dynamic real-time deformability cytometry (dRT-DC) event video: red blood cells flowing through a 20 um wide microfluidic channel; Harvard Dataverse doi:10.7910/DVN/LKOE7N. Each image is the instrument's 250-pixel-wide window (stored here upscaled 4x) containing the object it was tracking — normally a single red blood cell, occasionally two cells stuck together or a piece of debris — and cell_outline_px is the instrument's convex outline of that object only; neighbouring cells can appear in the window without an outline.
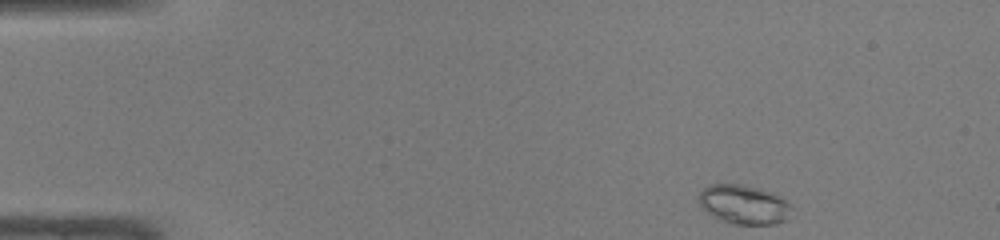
{"species": "common noctule bat (a hibernating species)", "species_latin": "Nyctalus noctula", "temperature_condition": "warm", "stored_images_in_passage": 43, "camera_frame_rate_fps": 3000, "um_per_image_px": 0.085, "animal": {"sex": "male", "body_mass_g": 19.0, "forearm_length_mm": 50.8}, "frame": {"image": 1, "passage_image": 1, "time_ms": 0.0, "image_size_px": [1000, 240], "cell_outline_px": [[792, 208], [788, 220], [776, 224], [732, 224], [720, 220], [712, 216], [700, 204], [700, 192], [704, 188], [712, 184], [740, 184], [760, 188], [792, 204]], "centroid_in_image_um": [63.25, 17.4], "position_along_channel_um": 21.7, "area_um2": 21.04}}
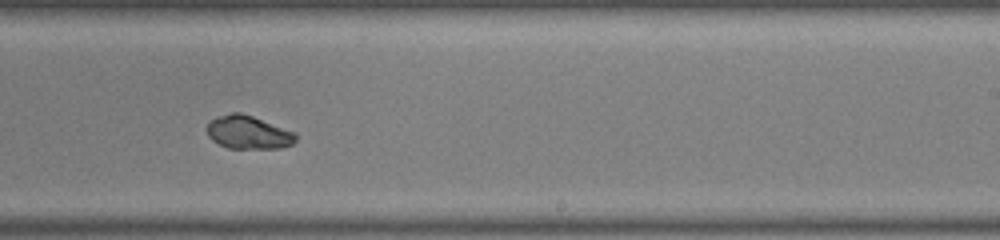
{"frame": {"image": 2, "passage_image": 25, "time_ms": 8.0, "image_size_px": [1000, 240], "cell_outline_px": [[296, 140], [292, 144], [280, 148], [228, 148], [212, 140], [208, 136], [204, 128], [208, 120], [216, 116], [232, 112], [240, 112], [252, 116], [296, 132]], "centroid_in_image_um": [21.05, 11.23], "position_along_channel_um": 268.0, "area_um2": 17.46}}
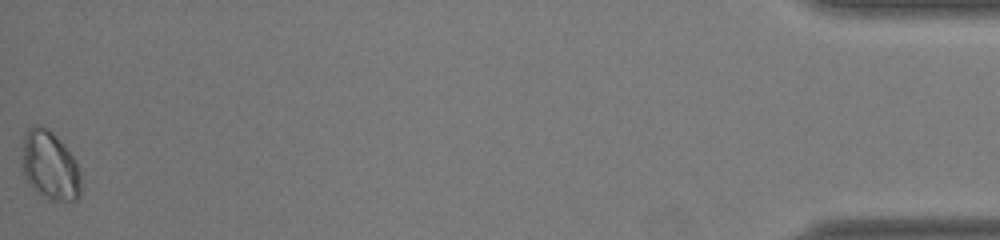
{"frame": {"image": 3, "passage_image": 43, "time_ms": 14.0, "image_size_px": [1000, 240], "cell_outline_px": [[80, 196], [76, 200], [52, 200], [36, 192], [28, 184], [20, 168], [20, 164], [24, 132], [28, 128], [36, 124], [40, 124], [52, 132], [64, 144], [72, 156], [76, 164], [80, 176]], "centroid_in_image_um": [4.17, 14.05], "position_along_channel_um": 431.0, "area_um2": 23.93}, "authors_computed_cell_mechanics": {"area_um2": 18.2648, "velocity_mm_per_s": 4.2379, "shape_relaxation_time_tau1_ms": 2.6139, "shape_relaxation_time_tau2_ms": null, "deformation_change_tau1": 0.1152, "deformation_change_tau2": null}}